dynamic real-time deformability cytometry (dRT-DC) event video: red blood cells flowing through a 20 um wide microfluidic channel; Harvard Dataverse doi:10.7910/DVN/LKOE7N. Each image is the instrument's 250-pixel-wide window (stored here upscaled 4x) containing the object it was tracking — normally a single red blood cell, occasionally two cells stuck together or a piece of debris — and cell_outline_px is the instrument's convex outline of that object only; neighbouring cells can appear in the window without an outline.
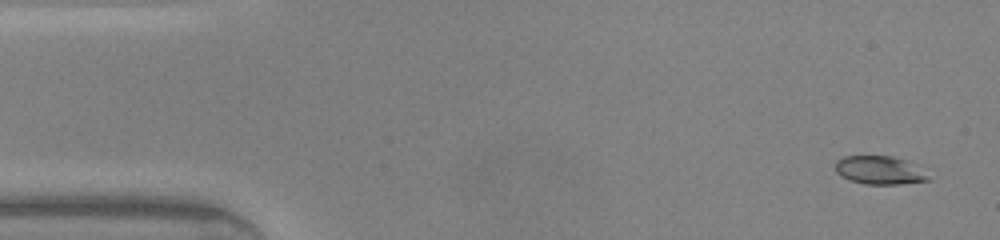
{"species": "common noctule bat (a hibernating species)", "species_latin": "Nyctalus noctula", "temperature_condition": "warm", "stored_images_in_passage": 46, "camera_frame_rate_fps": 3000, "um_per_image_px": 0.085, "animal": {"sex": "male", "body_mass_g": 20.0, "forearm_length_mm": 53.3}, "frame": {"image": 1, "passage_image": 2, "time_ms": 0.333, "image_size_px": [1000, 240], "cell_outline_px": [[932, 180], [900, 184], [864, 184], [840, 176], [836, 172], [836, 160], [844, 156], [892, 156], [908, 160], [928, 176]], "centroid_in_image_um": [74.75, 14.46], "position_along_channel_um": 10.3, "area_um2": 15.26}}
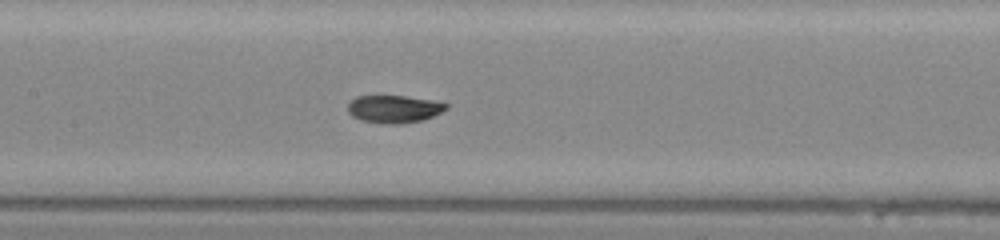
{"frame": {"image": 2, "passage_image": 21, "time_ms": 6.667, "image_size_px": [1000, 240], "cell_outline_px": [[448, 108], [424, 120], [400, 124], [380, 124], [360, 120], [352, 116], [348, 112], [348, 104], [356, 96], [404, 96], [432, 100], [448, 104]], "centroid_in_image_um": [33.47, 9.28], "position_along_channel_um": 173.9, "area_um2": 15.9}}
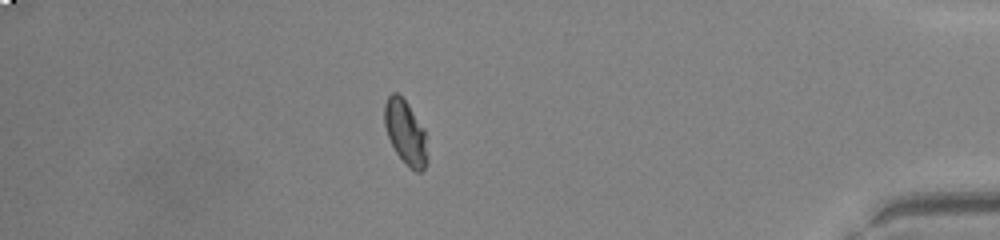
{"frame": {"image": 3, "passage_image": 40, "time_ms": 13.0, "image_size_px": [1000, 240], "cell_outline_px": [[428, 160], [424, 168], [420, 172], [416, 172], [396, 152], [388, 136], [384, 124], [384, 104], [388, 96], [392, 92], [396, 92], [408, 104], [424, 128], [428, 156]], "centroid_in_image_um": [34.47, 11.23], "position_along_channel_um": 400.7, "area_um2": 15.84}, "authors_computed_cell_mechanics": {"area_um2": 15.9528, "velocity_mm_per_s": 4.3335, "shape_relaxation_time_tau1_ms": 1.6064, "shape_relaxation_time_tau2_ms": null, "deformation_change_tau1": 0.1219, "deformation_change_tau2": null}}